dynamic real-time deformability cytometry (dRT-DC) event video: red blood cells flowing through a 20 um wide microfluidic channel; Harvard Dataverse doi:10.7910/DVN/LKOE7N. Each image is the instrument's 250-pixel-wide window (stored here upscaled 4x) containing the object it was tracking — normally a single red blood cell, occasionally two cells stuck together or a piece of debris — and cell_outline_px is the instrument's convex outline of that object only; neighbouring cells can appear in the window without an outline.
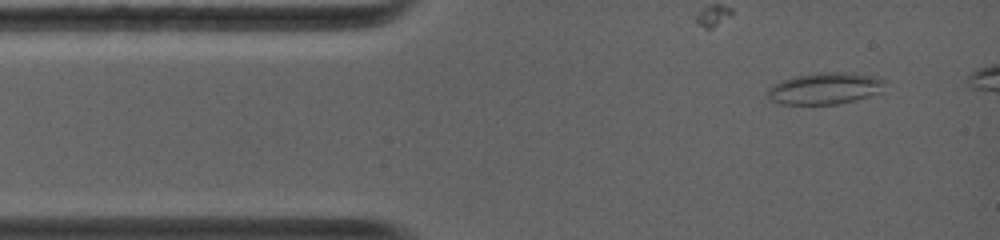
{"species": "common noctule bat (a hibernating species)", "species_latin": "Nyctalus noctula", "temperature_condition": "warm", "stored_images_in_passage": 55, "camera_frame_rate_fps": 5000, "um_per_image_px": 0.085, "animal": {"sex": "female", "body_mass_g": 19.0, "forearm_length_mm": 56.7}, "frame": {"image": 1, "passage_image": 5, "time_ms": 0.8, "image_size_px": [1000, 240], "cell_outline_px": [[888, 80], [880, 92], [856, 100], [836, 104], [780, 104], [772, 100], [768, 96], [768, 88], [780, 80], [796, 76], [824, 72], [844, 72], [872, 76]], "centroid_in_image_um": [70.13, 7.51], "position_along_channel_um": 14.9, "area_um2": 21.5}}
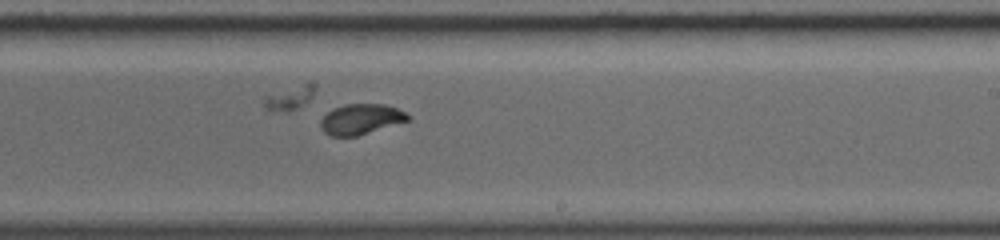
{"frame": {"image": 2, "passage_image": 37, "time_ms": 7.6, "image_size_px": [1000, 240], "cell_outline_px": [[412, 120], [356, 136], [332, 136], [324, 132], [320, 128], [320, 120], [332, 108], [344, 104], [384, 104], [396, 108], [412, 116]], "centroid_in_image_um": [30.69, 10.13], "position_along_channel_um": 258.3, "area_um2": 15.61}}
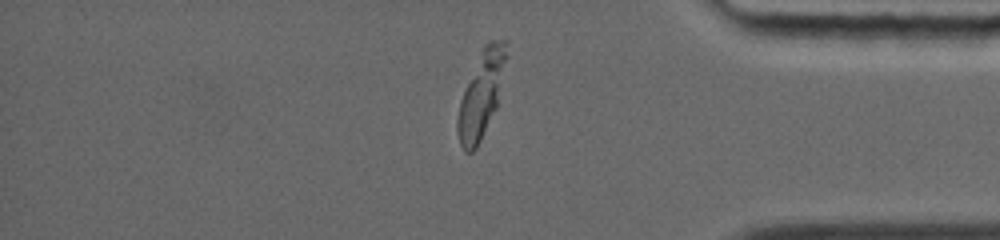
{"frame": {"image": 3, "passage_image": 55, "time_ms": 11.2, "image_size_px": [1000, 240], "cell_outline_px": [[508, 56], [496, 108], [476, 148], [472, 152], [464, 152], [460, 144], [456, 132], [456, 120], [460, 100], [484, 44], [488, 40], [508, 40]], "centroid_in_image_um": [40.92, 8.0], "position_along_channel_um": 394.3, "area_um2": 24.33}}